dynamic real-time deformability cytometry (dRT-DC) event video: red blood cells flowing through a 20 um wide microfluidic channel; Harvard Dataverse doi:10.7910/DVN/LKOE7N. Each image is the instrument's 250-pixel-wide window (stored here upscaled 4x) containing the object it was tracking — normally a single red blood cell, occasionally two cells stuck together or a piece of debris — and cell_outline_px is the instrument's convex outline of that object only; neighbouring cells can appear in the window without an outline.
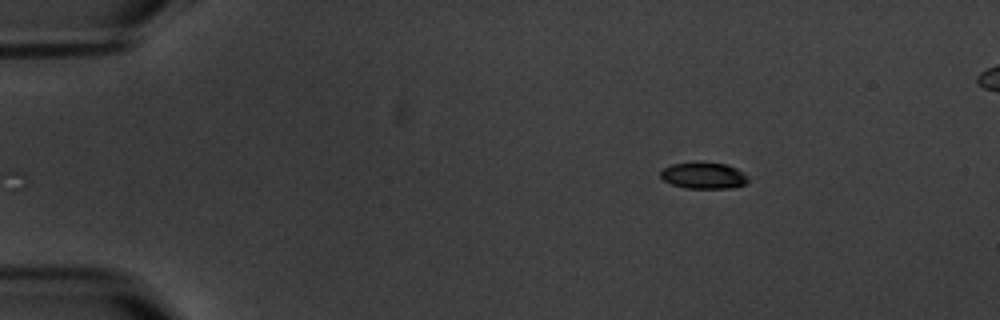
{"species": "common noctule bat (a hibernating species)", "species_latin": "Nyctalus noctula", "temperature_condition": "warm", "stored_images_in_passage": 6, "camera_frame_rate_fps": 3000, "um_per_image_px": 0.085, "animal": {"sex": "male", "body_mass_g": 20.1, "forearm_length_mm": 53.5}, "frame": {"image": 1, "passage_image": 6, "time_ms": 7.0, "image_size_px": [1000, 320], "cell_outline_px": [[748, 180], [744, 184], [732, 188], [688, 188], [672, 184], [664, 180], [660, 176], [660, 172], [664, 168], [672, 164], [696, 160], [724, 164], [736, 168]], "centroid_in_image_um": [59.75, 14.89], "position_along_channel_um": 25.3, "area_um2": 13.47}}